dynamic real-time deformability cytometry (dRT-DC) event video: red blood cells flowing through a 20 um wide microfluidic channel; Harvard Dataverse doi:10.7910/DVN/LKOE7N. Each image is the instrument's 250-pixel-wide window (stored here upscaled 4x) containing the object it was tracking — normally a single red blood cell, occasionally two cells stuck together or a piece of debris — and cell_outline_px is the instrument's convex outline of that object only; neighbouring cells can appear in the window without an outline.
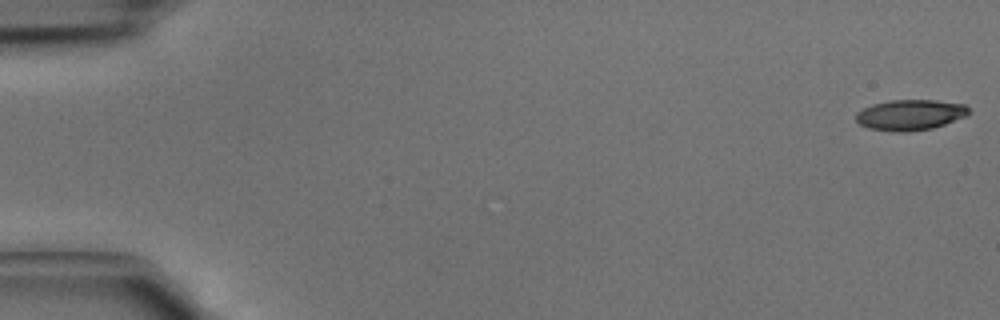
{"species": "common noctule bat (a hibernating species)", "species_latin": "Nyctalus noctula", "temperature_condition": "cold", "stored_images_in_passage": 4, "camera_frame_rate_fps": 3000, "um_per_image_px": 0.085, "animal": {"sex": "male", "body_mass_g": 15.6}, "frame": {"image": 1, "passage_image": 1, "time_ms": 0.0, "image_size_px": [1000, 320], "cell_outline_px": [[972, 112], [968, 116], [932, 128], [904, 132], [892, 132], [868, 128], [860, 124], [856, 120], [856, 112], [872, 104], [888, 100], [936, 100], [964, 104]], "centroid_in_image_um": [77.38, 9.76], "position_along_channel_um": 7.6, "area_um2": 20.29}}
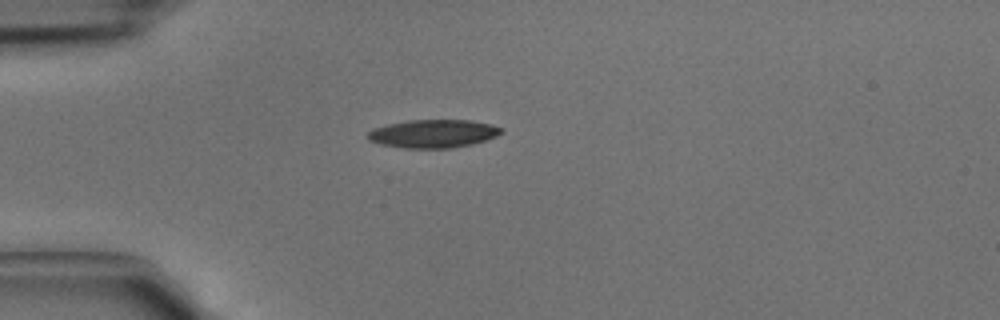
{"frame": {"image": 2, "passage_image": 4, "time_ms": 1.0, "image_size_px": [1000, 320], "cell_outline_px": [[504, 132], [496, 136], [472, 144], [452, 148], [404, 148], [380, 144], [368, 140], [368, 132], [372, 128], [388, 124], [408, 120], [472, 120], [492, 124], [504, 128]], "centroid_in_image_um": [36.84, 11.35], "position_along_channel_um": 48.2, "area_um2": 22.08}}